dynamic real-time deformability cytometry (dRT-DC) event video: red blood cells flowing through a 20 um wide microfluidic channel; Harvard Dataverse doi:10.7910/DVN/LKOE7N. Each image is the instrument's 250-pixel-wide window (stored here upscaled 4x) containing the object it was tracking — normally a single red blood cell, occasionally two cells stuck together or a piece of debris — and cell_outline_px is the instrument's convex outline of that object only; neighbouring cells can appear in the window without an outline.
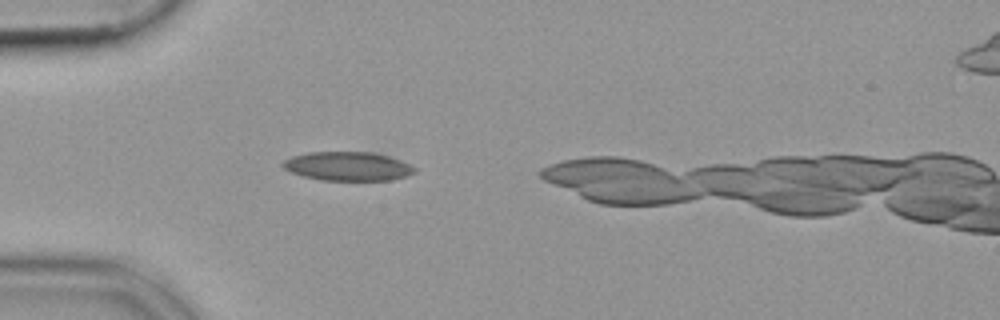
{"species": "common noctule bat (a hibernating species)", "species_latin": "Nyctalus noctula", "temperature_condition": "cold", "stored_images_in_passage": 8, "camera_frame_rate_fps": 3000, "um_per_image_px": 0.085, "animal": {"sex": "female", "body_mass_g": 19.9}, "frame": {"image": 1, "passage_image": 6, "time_ms": 1.667, "image_size_px": [1000, 320], "cell_outline_px": [[416, 172], [392, 180], [320, 180], [304, 176], [292, 172], [284, 168], [280, 164], [284, 160], [292, 156], [308, 152], [376, 152], [400, 160], [416, 168]], "centroid_in_image_um": [29.55, 14.12], "position_along_channel_um": 55.5, "area_um2": 22.14}}